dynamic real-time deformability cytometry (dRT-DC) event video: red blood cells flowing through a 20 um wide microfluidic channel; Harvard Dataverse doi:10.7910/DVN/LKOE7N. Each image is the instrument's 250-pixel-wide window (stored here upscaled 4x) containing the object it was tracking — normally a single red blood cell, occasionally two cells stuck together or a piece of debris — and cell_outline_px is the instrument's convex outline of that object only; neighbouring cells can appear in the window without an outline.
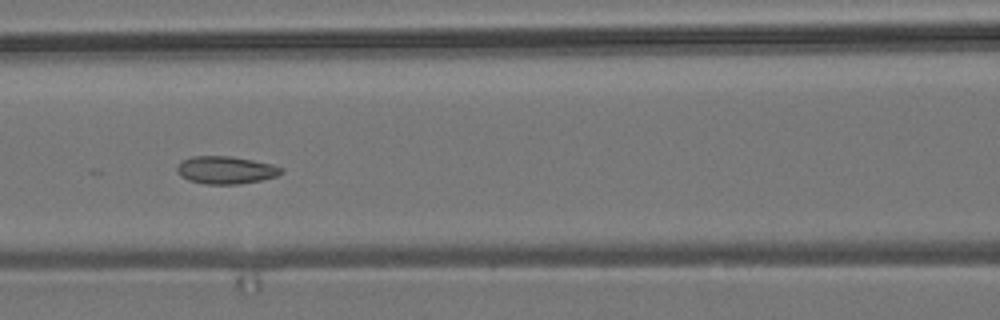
{"species": "common noctule bat (a hibernating species)", "species_latin": "Nyctalus noctula", "temperature_condition": "room temperature", "stored_images_in_passage": 7, "camera_frame_rate_fps": 3000, "um_per_image_px": 0.085, "animal": {"sex": "male", "body_mass_g": 19.2, "forearm_length_mm": 51.8}, "frame": {"image": 1, "passage_image": 7, "time_ms": 7.333, "image_size_px": [1000, 320], "cell_outline_px": [[284, 172], [276, 176], [260, 180], [240, 184], [204, 184], [188, 180], [180, 176], [176, 172], [176, 164], [180, 160], [192, 156], [232, 156], [272, 164], [284, 168]], "centroid_in_image_um": [19.15, 14.45], "position_along_channel_um": 147.5, "area_um2": 17.05}}